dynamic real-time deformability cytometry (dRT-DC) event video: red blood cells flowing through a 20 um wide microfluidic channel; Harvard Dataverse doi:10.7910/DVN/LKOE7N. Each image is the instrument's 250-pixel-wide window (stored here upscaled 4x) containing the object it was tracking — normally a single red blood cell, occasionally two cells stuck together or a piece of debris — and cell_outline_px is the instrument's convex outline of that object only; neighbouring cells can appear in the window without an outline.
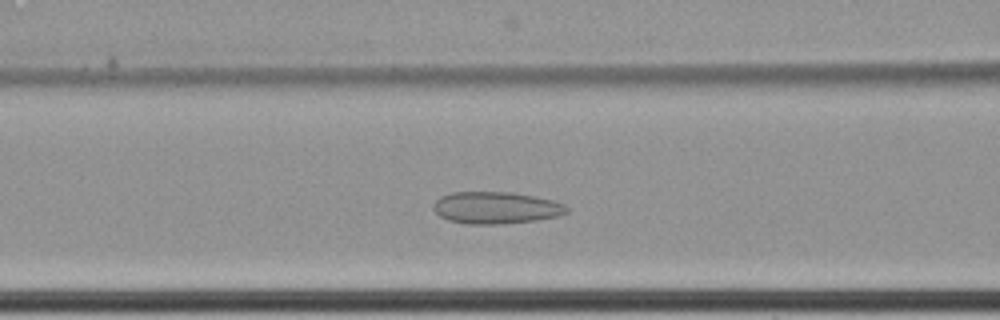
{"species": "common noctule bat (a hibernating species)", "species_latin": "Nyctalus noctula", "temperature_condition": "cold", "stored_images_in_passage": 58, "camera_frame_rate_fps": 3000, "um_per_image_px": 0.085, "animal": {"sex": "female", "body_mass_g": 22.7, "forearm_length_mm": 54.2}, "frame": {"image": 1, "passage_image": 22, "time_ms": 7.0, "image_size_px": [1000, 320], "cell_outline_px": [[568, 212], [560, 216], [536, 220], [500, 224], [468, 224], [448, 220], [440, 216], [432, 208], [436, 200], [440, 196], [452, 192], [512, 192], [552, 200], [564, 204], [568, 208]], "centroid_in_image_um": [42.15, 17.66], "position_along_channel_um": 124.4, "area_um2": 24.85}}
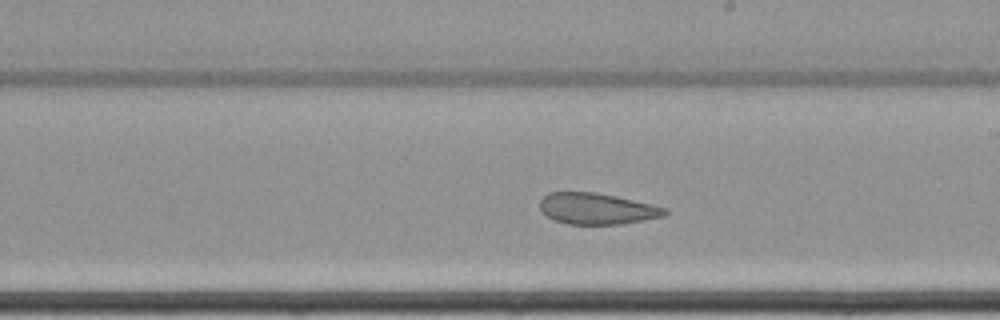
{"frame": {"image": 2, "passage_image": 32, "time_ms": 10.333, "image_size_px": [1000, 320], "cell_outline_px": [[668, 212], [664, 216], [620, 224], [568, 224], [556, 220], [540, 212], [540, 200], [548, 192], [596, 192], [616, 196], [652, 204], [668, 208]], "centroid_in_image_um": [50.73, 17.73], "position_along_channel_um": 238.3, "area_um2": 22.72}}
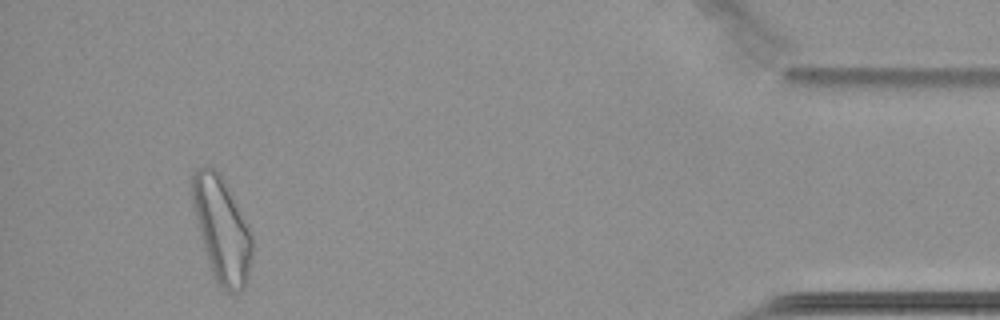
{"frame": {"image": 3, "passage_image": 53, "time_ms": 17.333, "image_size_px": [1000, 320], "cell_outline_px": [[252, 252], [248, 280], [244, 288], [240, 292], [228, 292], [216, 280], [212, 272], [208, 260], [192, 204], [192, 176], [196, 168], [212, 168], [220, 176], [252, 232]], "centroid_in_image_um": [18.87, 19.56], "position_along_channel_um": 416.3, "area_um2": 35.37}}